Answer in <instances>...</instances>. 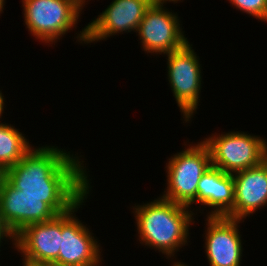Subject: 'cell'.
I'll use <instances>...</instances> for the list:
<instances>
[{
    "label": "cell",
    "mask_w": 267,
    "mask_h": 266,
    "mask_svg": "<svg viewBox=\"0 0 267 266\" xmlns=\"http://www.w3.org/2000/svg\"><path fill=\"white\" fill-rule=\"evenodd\" d=\"M22 6L30 34L51 45L76 28L84 9L78 0H22Z\"/></svg>",
    "instance_id": "cell-4"
},
{
    "label": "cell",
    "mask_w": 267,
    "mask_h": 266,
    "mask_svg": "<svg viewBox=\"0 0 267 266\" xmlns=\"http://www.w3.org/2000/svg\"><path fill=\"white\" fill-rule=\"evenodd\" d=\"M189 41L166 55L170 88L185 123H189L200 102L202 66Z\"/></svg>",
    "instance_id": "cell-6"
},
{
    "label": "cell",
    "mask_w": 267,
    "mask_h": 266,
    "mask_svg": "<svg viewBox=\"0 0 267 266\" xmlns=\"http://www.w3.org/2000/svg\"><path fill=\"white\" fill-rule=\"evenodd\" d=\"M180 23L177 13L169 11L164 5H151L136 32L142 50L147 54L164 55L183 47L188 39Z\"/></svg>",
    "instance_id": "cell-9"
},
{
    "label": "cell",
    "mask_w": 267,
    "mask_h": 266,
    "mask_svg": "<svg viewBox=\"0 0 267 266\" xmlns=\"http://www.w3.org/2000/svg\"><path fill=\"white\" fill-rule=\"evenodd\" d=\"M6 238H8V240L11 239V241L15 245V235L7 227V225L5 224L4 220L0 216V248H1V245H2L1 243H3L2 240L4 241V239H6Z\"/></svg>",
    "instance_id": "cell-17"
},
{
    "label": "cell",
    "mask_w": 267,
    "mask_h": 266,
    "mask_svg": "<svg viewBox=\"0 0 267 266\" xmlns=\"http://www.w3.org/2000/svg\"><path fill=\"white\" fill-rule=\"evenodd\" d=\"M180 2L181 0H150L151 5H157V6H163V4L166 5V3L168 2H173L174 4L177 2Z\"/></svg>",
    "instance_id": "cell-18"
},
{
    "label": "cell",
    "mask_w": 267,
    "mask_h": 266,
    "mask_svg": "<svg viewBox=\"0 0 267 266\" xmlns=\"http://www.w3.org/2000/svg\"><path fill=\"white\" fill-rule=\"evenodd\" d=\"M76 155L57 146L32 147L1 175L26 196L46 197V203L60 215L72 209L92 188L85 161Z\"/></svg>",
    "instance_id": "cell-1"
},
{
    "label": "cell",
    "mask_w": 267,
    "mask_h": 266,
    "mask_svg": "<svg viewBox=\"0 0 267 266\" xmlns=\"http://www.w3.org/2000/svg\"><path fill=\"white\" fill-rule=\"evenodd\" d=\"M6 3H5V0H0V14H2V12H3V9H4V5H5ZM1 16V15H0Z\"/></svg>",
    "instance_id": "cell-20"
},
{
    "label": "cell",
    "mask_w": 267,
    "mask_h": 266,
    "mask_svg": "<svg viewBox=\"0 0 267 266\" xmlns=\"http://www.w3.org/2000/svg\"><path fill=\"white\" fill-rule=\"evenodd\" d=\"M88 194L62 214L61 247L53 266H100L102 263L100 243L75 215L81 205H85Z\"/></svg>",
    "instance_id": "cell-7"
},
{
    "label": "cell",
    "mask_w": 267,
    "mask_h": 266,
    "mask_svg": "<svg viewBox=\"0 0 267 266\" xmlns=\"http://www.w3.org/2000/svg\"><path fill=\"white\" fill-rule=\"evenodd\" d=\"M22 263H23V266H45V265H33V264L26 263V262H22Z\"/></svg>",
    "instance_id": "cell-22"
},
{
    "label": "cell",
    "mask_w": 267,
    "mask_h": 266,
    "mask_svg": "<svg viewBox=\"0 0 267 266\" xmlns=\"http://www.w3.org/2000/svg\"><path fill=\"white\" fill-rule=\"evenodd\" d=\"M224 133H215L202 140L210 151L212 166L234 174L267 159L266 139L244 131Z\"/></svg>",
    "instance_id": "cell-5"
},
{
    "label": "cell",
    "mask_w": 267,
    "mask_h": 266,
    "mask_svg": "<svg viewBox=\"0 0 267 266\" xmlns=\"http://www.w3.org/2000/svg\"><path fill=\"white\" fill-rule=\"evenodd\" d=\"M57 215L46 203V197L26 196L0 174V216L15 236L26 226Z\"/></svg>",
    "instance_id": "cell-10"
},
{
    "label": "cell",
    "mask_w": 267,
    "mask_h": 266,
    "mask_svg": "<svg viewBox=\"0 0 267 266\" xmlns=\"http://www.w3.org/2000/svg\"><path fill=\"white\" fill-rule=\"evenodd\" d=\"M231 5L249 16L267 22V0H228Z\"/></svg>",
    "instance_id": "cell-16"
},
{
    "label": "cell",
    "mask_w": 267,
    "mask_h": 266,
    "mask_svg": "<svg viewBox=\"0 0 267 266\" xmlns=\"http://www.w3.org/2000/svg\"><path fill=\"white\" fill-rule=\"evenodd\" d=\"M232 175L234 206L228 218L244 220L257 210L267 207V159L255 167Z\"/></svg>",
    "instance_id": "cell-13"
},
{
    "label": "cell",
    "mask_w": 267,
    "mask_h": 266,
    "mask_svg": "<svg viewBox=\"0 0 267 266\" xmlns=\"http://www.w3.org/2000/svg\"><path fill=\"white\" fill-rule=\"evenodd\" d=\"M150 6V0H113L77 34L76 39L82 44H95L118 33L137 32L145 11Z\"/></svg>",
    "instance_id": "cell-8"
},
{
    "label": "cell",
    "mask_w": 267,
    "mask_h": 266,
    "mask_svg": "<svg viewBox=\"0 0 267 266\" xmlns=\"http://www.w3.org/2000/svg\"><path fill=\"white\" fill-rule=\"evenodd\" d=\"M172 155L166 163L167 187L162 198L192 209L202 175L212 166L210 151L201 140Z\"/></svg>",
    "instance_id": "cell-3"
},
{
    "label": "cell",
    "mask_w": 267,
    "mask_h": 266,
    "mask_svg": "<svg viewBox=\"0 0 267 266\" xmlns=\"http://www.w3.org/2000/svg\"><path fill=\"white\" fill-rule=\"evenodd\" d=\"M132 209L141 245L152 247L169 259L190 242L189 227L195 223V213L189 207L160 196Z\"/></svg>",
    "instance_id": "cell-2"
},
{
    "label": "cell",
    "mask_w": 267,
    "mask_h": 266,
    "mask_svg": "<svg viewBox=\"0 0 267 266\" xmlns=\"http://www.w3.org/2000/svg\"><path fill=\"white\" fill-rule=\"evenodd\" d=\"M234 195L233 175L211 166L199 180L196 203L211 208L206 216L227 217L234 206Z\"/></svg>",
    "instance_id": "cell-14"
},
{
    "label": "cell",
    "mask_w": 267,
    "mask_h": 266,
    "mask_svg": "<svg viewBox=\"0 0 267 266\" xmlns=\"http://www.w3.org/2000/svg\"><path fill=\"white\" fill-rule=\"evenodd\" d=\"M205 253L210 266H240L243 254L240 222L228 217L205 218Z\"/></svg>",
    "instance_id": "cell-12"
},
{
    "label": "cell",
    "mask_w": 267,
    "mask_h": 266,
    "mask_svg": "<svg viewBox=\"0 0 267 266\" xmlns=\"http://www.w3.org/2000/svg\"><path fill=\"white\" fill-rule=\"evenodd\" d=\"M2 90H0V119L2 118V114L4 113L3 111H4V106H5V103L4 102H6L5 101V97L2 95V92H1ZM4 97V98H3Z\"/></svg>",
    "instance_id": "cell-19"
},
{
    "label": "cell",
    "mask_w": 267,
    "mask_h": 266,
    "mask_svg": "<svg viewBox=\"0 0 267 266\" xmlns=\"http://www.w3.org/2000/svg\"><path fill=\"white\" fill-rule=\"evenodd\" d=\"M172 266H189V265H187V264H185L183 262L177 261V262H174Z\"/></svg>",
    "instance_id": "cell-21"
},
{
    "label": "cell",
    "mask_w": 267,
    "mask_h": 266,
    "mask_svg": "<svg viewBox=\"0 0 267 266\" xmlns=\"http://www.w3.org/2000/svg\"><path fill=\"white\" fill-rule=\"evenodd\" d=\"M62 237V214L52 220L26 226L15 236L14 248L23 262L52 265L58 258Z\"/></svg>",
    "instance_id": "cell-11"
},
{
    "label": "cell",
    "mask_w": 267,
    "mask_h": 266,
    "mask_svg": "<svg viewBox=\"0 0 267 266\" xmlns=\"http://www.w3.org/2000/svg\"><path fill=\"white\" fill-rule=\"evenodd\" d=\"M18 130L12 124L0 123V174L17 164L32 148Z\"/></svg>",
    "instance_id": "cell-15"
}]
</instances>
